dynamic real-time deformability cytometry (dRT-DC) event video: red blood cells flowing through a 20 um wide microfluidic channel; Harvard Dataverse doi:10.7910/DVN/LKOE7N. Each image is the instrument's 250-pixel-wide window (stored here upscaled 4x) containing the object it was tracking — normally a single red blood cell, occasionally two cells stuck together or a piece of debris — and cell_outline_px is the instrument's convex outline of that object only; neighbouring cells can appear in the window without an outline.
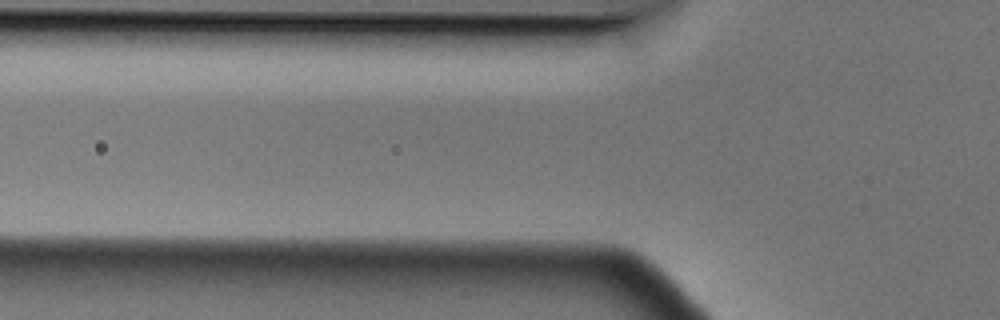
{"species": "Egyptian fruit bat (a non-hibernating species)", "species_latin": "Rousettus aegyptiacus", "temperature_condition": "cold", "stored_images_in_passage": 2, "camera_frame_rate_fps": 3000, "um_per_image_px": 0.085, "animal": {"sex": "male"}, "frame": {"image": 1, "passage_image": 2, "time_ms": 0.333, "image_size_px": [1000, 320], "cell_outline_px": [[684, 304], [680, 304], [584, 256], [600, 252], [612, 252], [636, 256], [648, 264], [676, 288], [680, 292], [684, 300]], "centroid_in_image_um": [54.23, 23.21], "position_along_channel_um": 71.6, "area_um2": 12.43}}